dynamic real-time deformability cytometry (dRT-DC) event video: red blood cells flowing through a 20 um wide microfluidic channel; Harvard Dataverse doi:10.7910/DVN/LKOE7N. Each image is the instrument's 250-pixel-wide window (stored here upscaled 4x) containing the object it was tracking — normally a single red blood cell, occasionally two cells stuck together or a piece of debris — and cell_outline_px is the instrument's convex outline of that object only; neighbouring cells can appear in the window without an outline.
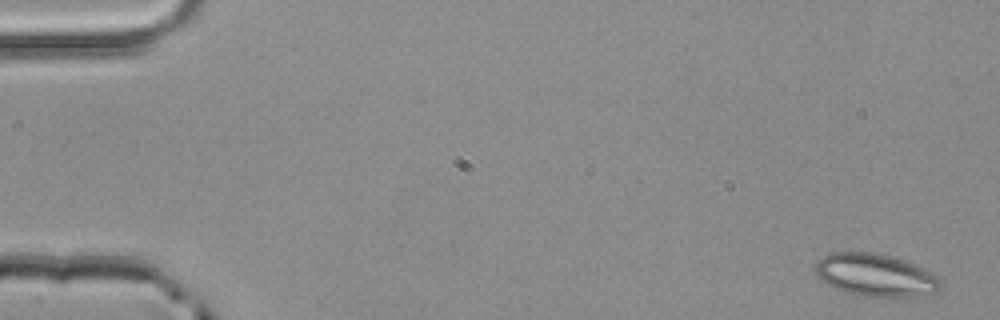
{"species": "common noctule bat (a hibernating species)", "species_latin": "Nyctalus noctula", "temperature_condition": "room temperature", "stored_images_in_passage": 5, "camera_frame_rate_fps": 3000, "um_per_image_px": 0.085, "animal": {"sex": "male", "body_mass_g": 20.4}, "frame": {"image": 1, "passage_image": 1, "time_ms": 0.0, "image_size_px": [1000, 320], "cell_outline_px": [[944, 284], [936, 292], [916, 296], [864, 296], [848, 292], [836, 288], [828, 284], [816, 276], [816, 264], [824, 256], [832, 252], [868, 252], [888, 256], [924, 268], [940, 276]], "centroid_in_image_um": [74.46, 23.39], "position_along_channel_um": 10.5, "area_um2": 30.63}}